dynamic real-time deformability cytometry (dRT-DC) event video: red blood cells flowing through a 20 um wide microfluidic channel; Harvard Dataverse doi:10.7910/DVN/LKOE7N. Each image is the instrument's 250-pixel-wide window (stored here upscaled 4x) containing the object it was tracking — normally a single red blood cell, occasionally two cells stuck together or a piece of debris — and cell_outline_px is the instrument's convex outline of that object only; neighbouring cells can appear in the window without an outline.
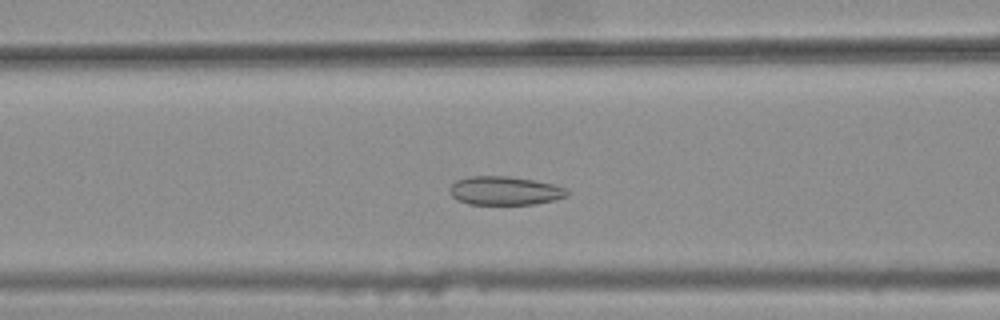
{"species": "common noctule bat (a hibernating species)", "species_latin": "Nyctalus noctula", "temperature_condition": "warm", "stored_images_in_passage": 38, "camera_frame_rate_fps": 3000, "um_per_image_px": 0.085, "animal": {"sex": "female", "body_mass_g": 25.1}, "frame": {"image": 1, "passage_image": 15, "time_ms": 4.667, "image_size_px": [1000, 320], "cell_outline_px": [[568, 196], [556, 200], [536, 204], [468, 204], [456, 200], [448, 192], [452, 184], [456, 180], [468, 176], [508, 176], [556, 184], [568, 188]], "centroid_in_image_um": [42.93, 16.21], "position_along_channel_um": 123.7, "area_um2": 19.88}}
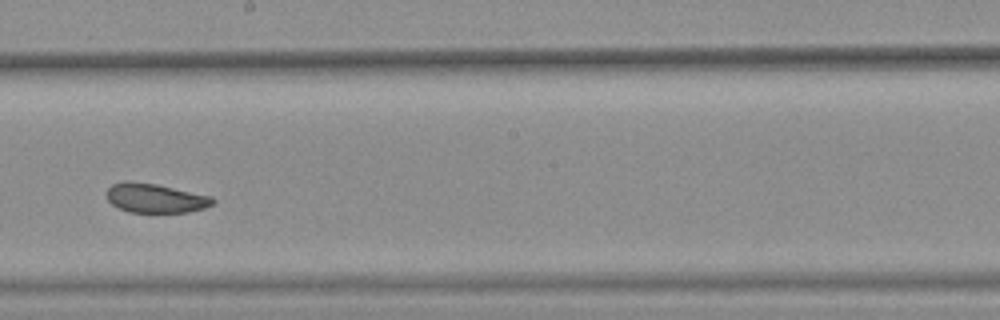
{"frame": {"image": 2, "passage_image": 24, "time_ms": 7.667, "image_size_px": [1000, 320], "cell_outline_px": [[216, 200], [212, 204], [204, 208], [188, 212], [128, 212], [112, 204], [108, 200], [104, 192], [112, 184], [124, 180], [128, 180], [156, 184], [212, 196]], "centroid_in_image_um": [13.17, 16.83], "position_along_channel_um": 235.0, "area_um2": 18.21}}
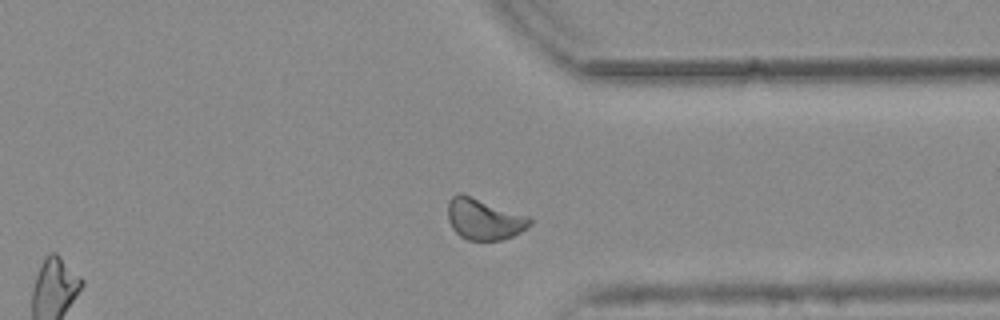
{"frame": {"image": 3, "passage_image": 35, "time_ms": 11.333, "image_size_px": [1000, 320], "cell_outline_px": [[532, 224], [528, 228], [512, 236], [500, 240], [468, 240], [460, 236], [452, 228], [448, 220], [448, 200], [452, 196], [460, 192], [528, 216], [532, 220]], "centroid_in_image_um": [41.13, 18.62], "position_along_channel_um": 370.3, "area_um2": 19.65}, "authors_computed_cell_mechanics": {"area_um2": 19.5942, "velocity_mm_per_s": 3.7246, "shape_relaxation_time_tau1_ms": null, "shape_relaxation_time_tau2_ms": 2.8108, "deformation_change_tau1": null, "deformation_change_tau2": 0.0757}}